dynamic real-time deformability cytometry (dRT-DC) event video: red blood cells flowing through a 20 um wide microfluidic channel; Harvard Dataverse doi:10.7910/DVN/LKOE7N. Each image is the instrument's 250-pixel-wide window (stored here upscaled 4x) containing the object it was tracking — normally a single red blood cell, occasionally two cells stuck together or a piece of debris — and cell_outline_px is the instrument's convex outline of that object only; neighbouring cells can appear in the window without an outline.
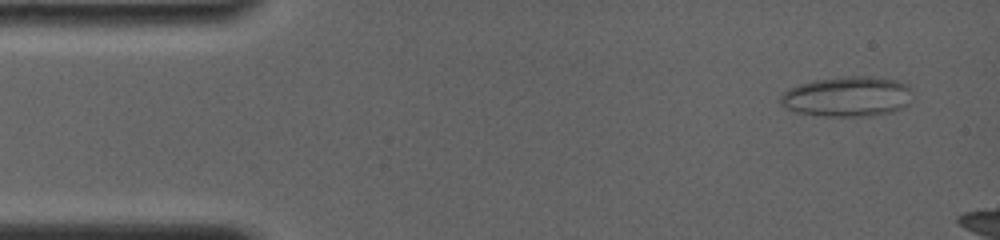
{"species": "common noctule bat (a hibernating species)", "species_latin": "Nyctalus noctula", "temperature_condition": "room temperature", "stored_images_in_passage": 7, "camera_frame_rate_fps": 4000, "um_per_image_px": 0.085, "animal": {"sex": "female", "body_mass_g": 19.0, "forearm_length_mm": 56.7}, "frame": {"image": 1, "passage_image": 2, "time_ms": 0.25, "image_size_px": [1000, 240], "cell_outline_px": [[912, 100], [908, 104], [892, 112], [872, 116], [824, 116], [796, 112], [784, 108], [780, 104], [780, 96], [788, 88], [800, 84], [816, 80], [848, 76], [868, 76], [896, 80], [908, 84], [912, 88]], "centroid_in_image_um": [72.05, 8.21], "position_along_channel_um": 13.0, "area_um2": 31.15}}